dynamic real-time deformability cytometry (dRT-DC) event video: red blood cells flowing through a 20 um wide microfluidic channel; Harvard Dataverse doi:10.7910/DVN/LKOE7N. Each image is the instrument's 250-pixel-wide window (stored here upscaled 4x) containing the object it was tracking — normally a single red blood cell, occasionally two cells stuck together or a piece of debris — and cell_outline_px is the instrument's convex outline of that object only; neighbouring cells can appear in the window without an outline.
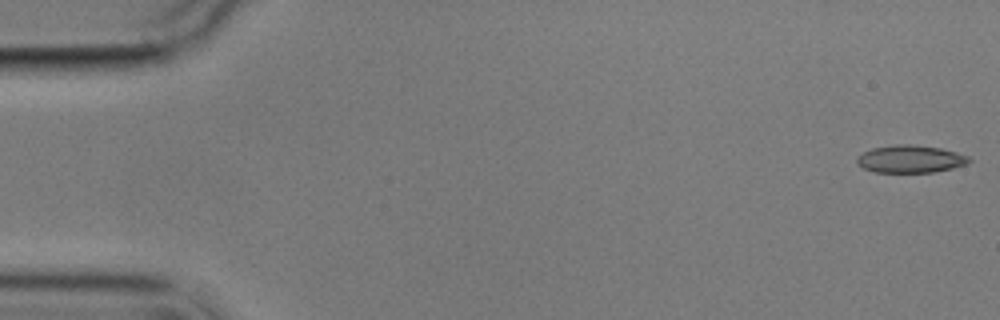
{"species": "common noctule bat (a hibernating species)", "species_latin": "Nyctalus noctula", "temperature_condition": "cold", "stored_images_in_passage": 5, "camera_frame_rate_fps": 3000, "um_per_image_px": 0.085, "animal": {"sex": "male", "body_mass_g": 17.9}, "frame": {"image": 1, "passage_image": 1, "time_ms": 0.0, "image_size_px": [1000, 320], "cell_outline_px": [[972, 160], [968, 164], [952, 168], [932, 172], [876, 172], [864, 168], [856, 164], [856, 156], [872, 148], [896, 144], [912, 144], [940, 148], [956, 152], [968, 156]], "centroid_in_image_um": [77.37, 13.51], "position_along_channel_um": 7.6, "area_um2": 18.03}}
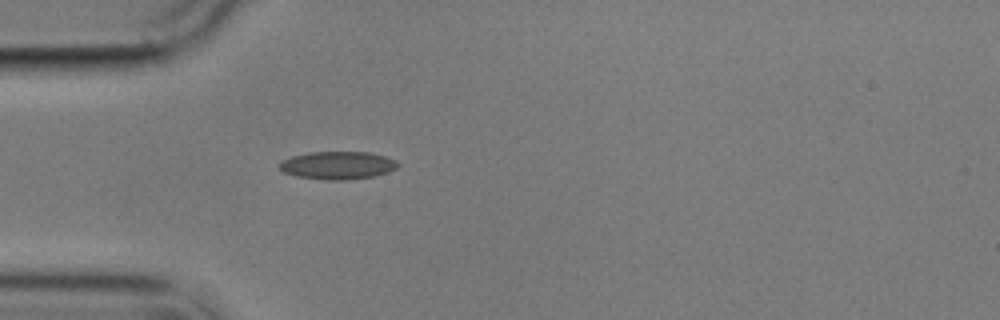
{"frame": {"image": 2, "passage_image": 5, "time_ms": 5.0, "image_size_px": [1000, 320], "cell_outline_px": [[400, 164], [396, 168], [388, 172], [372, 176], [344, 180], [328, 180], [296, 176], [284, 172], [280, 168], [280, 164], [284, 160], [292, 156], [308, 152], [368, 152], [384, 156], [396, 160]], "centroid_in_image_um": [28.72, 14.05], "position_along_channel_um": 56.3, "area_um2": 19.02}}